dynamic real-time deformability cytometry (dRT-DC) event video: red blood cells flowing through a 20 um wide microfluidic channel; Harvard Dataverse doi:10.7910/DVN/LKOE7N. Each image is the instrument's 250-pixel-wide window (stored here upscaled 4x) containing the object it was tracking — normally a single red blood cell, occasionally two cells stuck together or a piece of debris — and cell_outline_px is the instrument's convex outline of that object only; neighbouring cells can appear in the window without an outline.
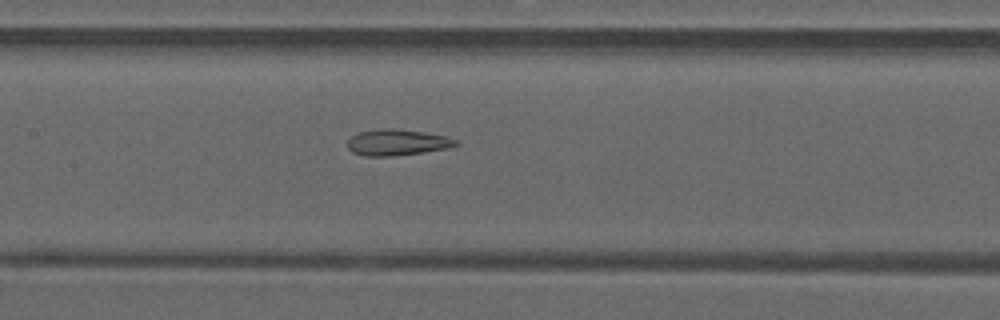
{"species": "common noctule bat (a hibernating species)", "species_latin": "Nyctalus noctula", "temperature_condition": "warm", "stored_images_in_passage": 43, "camera_frame_rate_fps": 3000, "um_per_image_px": 0.085, "animal": {"sex": "male", "forearm_length_mm": 52.5}, "frame": {"image": 1, "passage_image": 18, "time_ms": 5.667, "image_size_px": [1000, 320], "cell_outline_px": [[460, 144], [448, 148], [424, 152], [392, 156], [364, 156], [352, 152], [348, 148], [348, 140], [352, 136], [360, 132], [380, 128], [396, 128], [424, 132], [444, 136], [456, 140]], "centroid_in_image_um": [33.75, 12.1], "position_along_channel_um": 173.7, "area_um2": 16.47}}
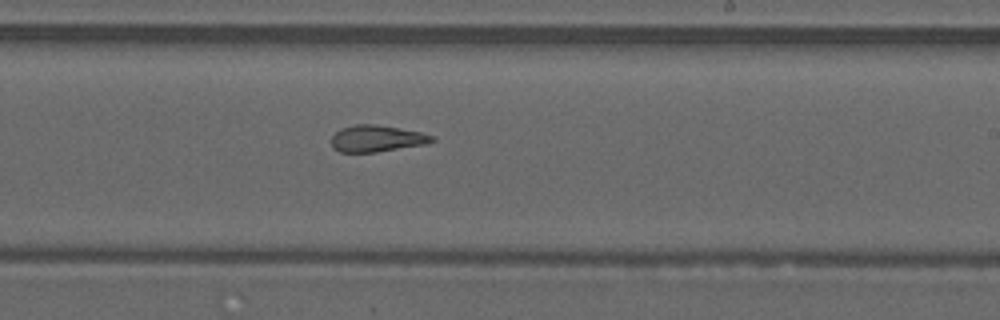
{"frame": {"image": 2, "passage_image": 24, "time_ms": 7.667, "image_size_px": [1000, 320], "cell_outline_px": [[436, 140], [424, 144], [376, 152], [340, 152], [332, 148], [332, 136], [340, 128], [356, 124], [376, 124], [400, 128], [420, 132], [436, 136]], "centroid_in_image_um": [32.02, 11.77], "position_along_channel_um": 257.0, "area_um2": 15.61}}
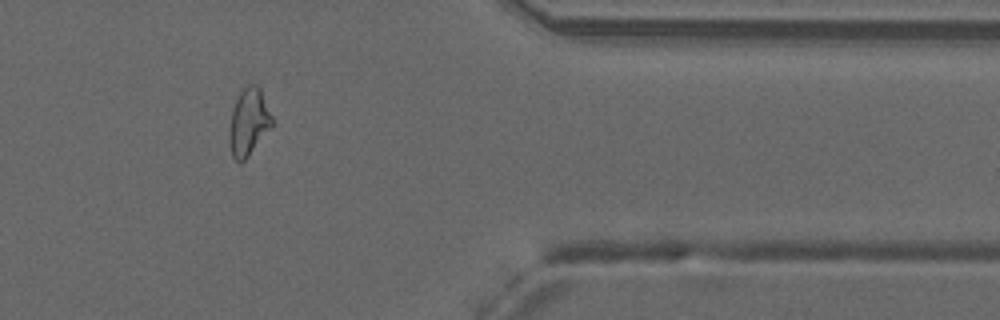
{"frame": {"image": 3, "passage_image": 35, "time_ms": 11.333, "image_size_px": [1000, 320], "cell_outline_px": [[272, 128], [248, 156], [240, 164], [232, 156], [228, 140], [228, 132], [232, 108], [240, 92], [248, 84], [256, 84], [260, 88], [272, 116]], "centroid_in_image_um": [21.12, 10.39], "position_along_channel_um": 390.3, "area_um2": 16.88}, "authors_computed_cell_mechanics": {"area_um2": 16.9354, "velocity_mm_per_s": 4.1947, "shape_relaxation_time_tau1_ms": null, "shape_relaxation_time_tau2_ms": 2.4217, "deformation_change_tau1": null, "deformation_change_tau2": 0.12}}